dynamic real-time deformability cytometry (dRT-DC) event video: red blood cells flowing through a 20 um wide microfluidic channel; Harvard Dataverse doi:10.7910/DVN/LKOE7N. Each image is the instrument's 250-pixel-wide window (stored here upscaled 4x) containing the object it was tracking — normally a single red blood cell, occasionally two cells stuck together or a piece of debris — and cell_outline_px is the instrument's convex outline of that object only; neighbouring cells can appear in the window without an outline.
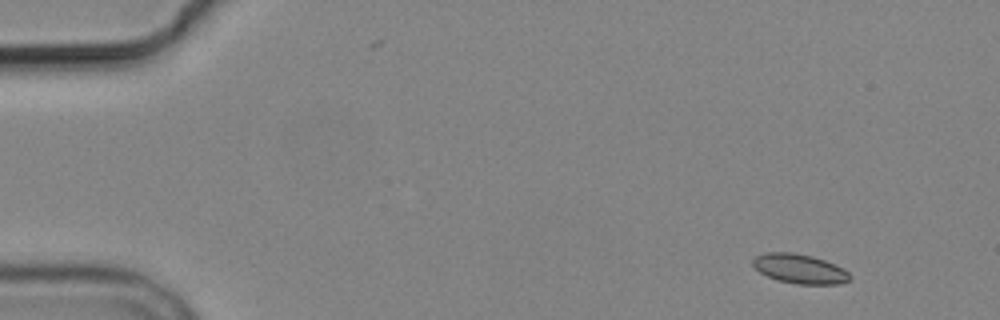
{"species": "common noctule bat (a hibernating species)", "species_latin": "Nyctalus noctula", "temperature_condition": "cold", "stored_images_in_passage": 2, "camera_frame_rate_fps": 3000, "um_per_image_px": 0.085, "animal": {"sex": "male", "body_mass_g": 19.2, "forearm_length_mm": 51.8}, "frame": {"image": 1, "passage_image": 1, "time_ms": 0.0, "image_size_px": [1000, 320], "cell_outline_px": [[852, 276], [848, 280], [840, 284], [796, 284], [780, 280], [768, 276], [760, 272], [752, 264], [752, 260], [756, 256], [764, 252], [792, 252], [812, 256], [824, 260], [844, 268]], "centroid_in_image_um": [67.98, 22.84], "position_along_channel_um": 17.0, "area_um2": 16.59}}